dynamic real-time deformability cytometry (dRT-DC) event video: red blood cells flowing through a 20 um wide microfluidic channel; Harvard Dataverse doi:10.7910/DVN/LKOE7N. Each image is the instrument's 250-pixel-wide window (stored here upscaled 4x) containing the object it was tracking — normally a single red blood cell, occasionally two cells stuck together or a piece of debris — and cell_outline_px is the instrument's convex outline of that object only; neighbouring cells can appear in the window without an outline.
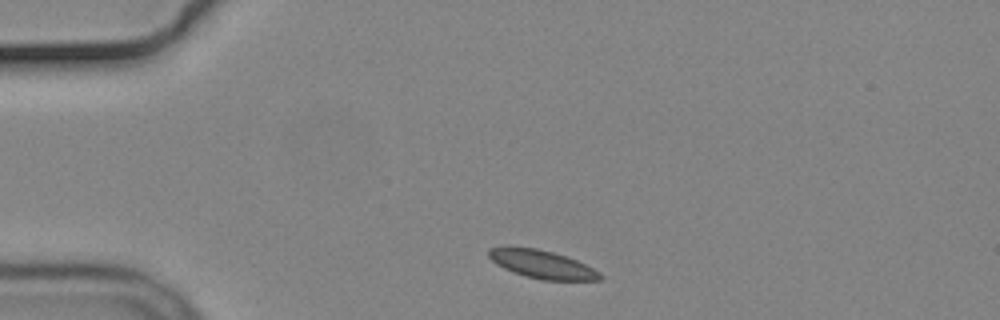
{"species": "common noctule bat (a hibernating species)", "species_latin": "Nyctalus noctula", "temperature_condition": "cold", "stored_images_in_passage": 37, "camera_frame_rate_fps": 3000, "um_per_image_px": 0.085, "animal": {"sex": "male", "body_mass_g": 19.2, "forearm_length_mm": 51.8}, "frame": {"image": 1, "passage_image": 1, "time_ms": 0.0, "image_size_px": [1000, 320], "cell_outline_px": [[604, 276], [600, 280], [544, 280], [524, 276], [512, 272], [496, 264], [488, 256], [488, 248], [504, 244], [508, 244], [536, 248], [552, 252], [576, 260], [600, 272]], "centroid_in_image_um": [45.98, 22.43], "position_along_channel_um": 39.0, "area_um2": 18.67}}
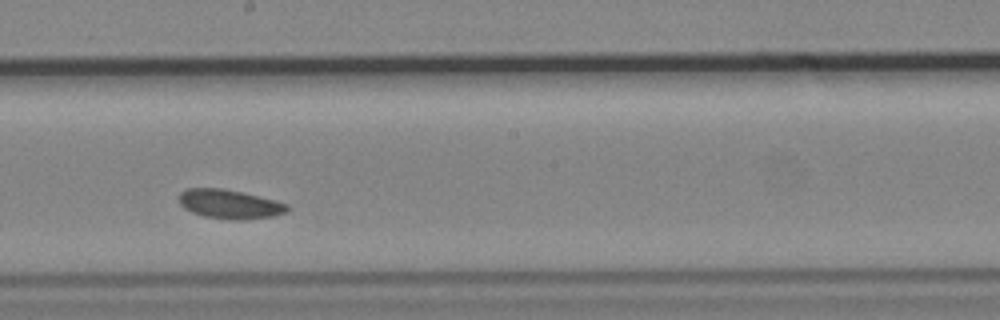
{"frame": {"image": 2, "passage_image": 20, "time_ms": 6.333, "image_size_px": [1000, 320], "cell_outline_px": [[288, 212], [272, 216], [204, 216], [192, 212], [184, 208], [180, 204], [180, 192], [188, 188], [220, 188], [240, 192], [276, 200], [288, 204]], "centroid_in_image_um": [19.48, 17.28], "position_along_channel_um": 228.7, "area_um2": 17.11}}
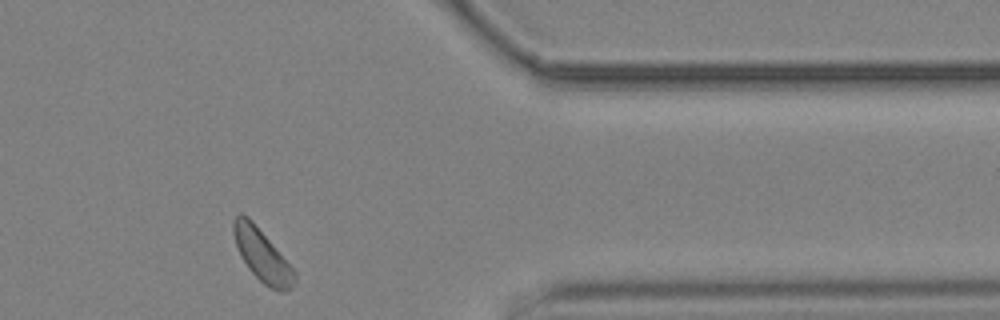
{"frame": {"image": 3, "passage_image": 35, "time_ms": 11.333, "image_size_px": [1000, 320], "cell_outline_px": [[296, 280], [292, 288], [288, 292], [280, 292], [264, 284], [248, 268], [240, 256], [232, 232], [232, 224], [236, 216], [240, 212], [248, 216], [252, 220], [296, 272]], "centroid_in_image_um": [22.28, 21.71], "position_along_channel_um": 389.1, "area_um2": 18.5}}